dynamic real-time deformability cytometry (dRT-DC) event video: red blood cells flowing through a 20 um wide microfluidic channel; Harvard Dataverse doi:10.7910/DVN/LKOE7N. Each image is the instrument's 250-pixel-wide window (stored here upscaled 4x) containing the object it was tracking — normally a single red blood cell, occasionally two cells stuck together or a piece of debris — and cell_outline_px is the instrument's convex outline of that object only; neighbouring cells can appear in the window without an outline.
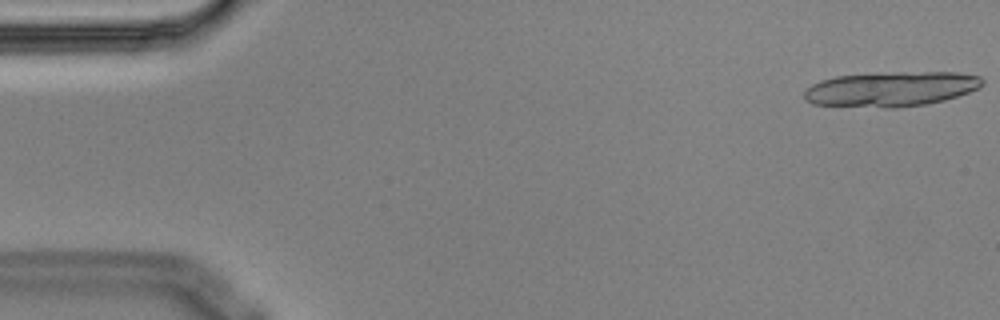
{"species": "Egyptian fruit bat (a non-hibernating species)", "species_latin": "Rousettus aegyptiacus", "temperature_condition": "cold", "stored_images_in_passage": 14, "segment_of_instrument_passage": [1, 2], "camera_frame_rate_fps": 3000, "um_per_image_px": 0.085, "animal": {"sex": "male"}, "frame": {"image": 1, "passage_image": 1, "time_ms": 0.0, "image_size_px": [1000, 320], "cell_outline_px": [[984, 84], [980, 88], [944, 100], [928, 104], [900, 108], [884, 108], [812, 104], [804, 100], [804, 88], [820, 80], [836, 76], [880, 72], [956, 72], [980, 76], [984, 80]], "centroid_in_image_um": [75.72, 7.56], "position_along_channel_um": 9.3, "area_um2": 36.82}}